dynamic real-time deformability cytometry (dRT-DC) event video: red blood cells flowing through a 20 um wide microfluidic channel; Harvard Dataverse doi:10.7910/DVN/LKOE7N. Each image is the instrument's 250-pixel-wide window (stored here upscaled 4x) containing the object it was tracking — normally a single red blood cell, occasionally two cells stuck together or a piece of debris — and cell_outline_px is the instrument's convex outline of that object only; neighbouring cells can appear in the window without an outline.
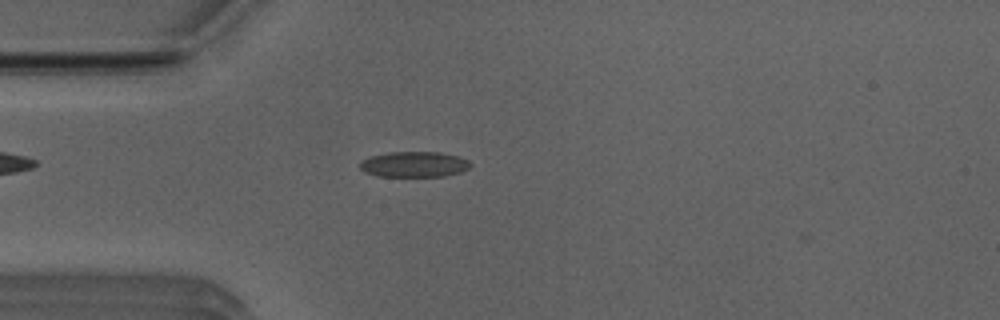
{"species": "Egyptian fruit bat (a non-hibernating species)", "species_latin": "Rousettus aegyptiacus", "temperature_condition": "room temperature", "stored_images_in_passage": 38, "camera_frame_rate_fps": 3000, "um_per_image_px": 0.085, "animal": {"sex": "male"}, "frame": {"image": 1, "passage_image": 1, "time_ms": 0.0, "image_size_px": [1000, 320], "cell_outline_px": [[472, 164], [468, 168], [460, 172], [444, 176], [376, 176], [364, 172], [360, 168], [360, 160], [368, 156], [388, 152], [440, 152], [456, 156], [468, 160]], "centroid_in_image_um": [35.15, 13.96], "position_along_channel_um": 49.9, "area_um2": 16.53}}
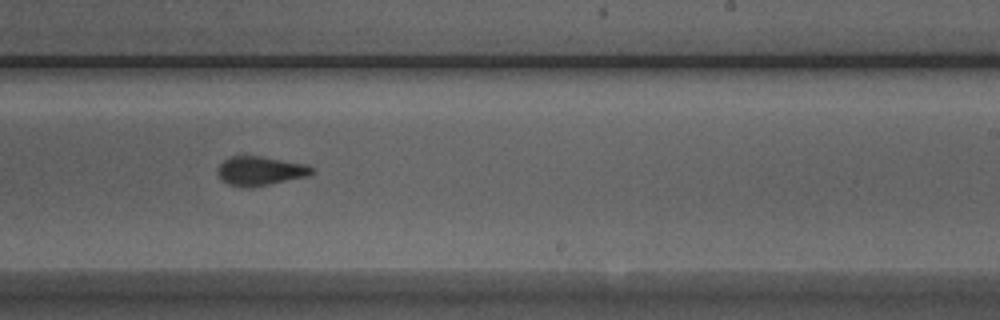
{"frame": {"image": 2, "passage_image": 18, "time_ms": 5.667, "image_size_px": [1000, 320], "cell_outline_px": [[316, 172], [308, 176], [252, 188], [240, 188], [228, 184], [220, 180], [216, 172], [216, 168], [224, 160], [232, 156], [260, 156], [308, 164]], "centroid_in_image_um": [22.1, 14.55], "position_along_channel_um": 266.9, "area_um2": 16.36}}
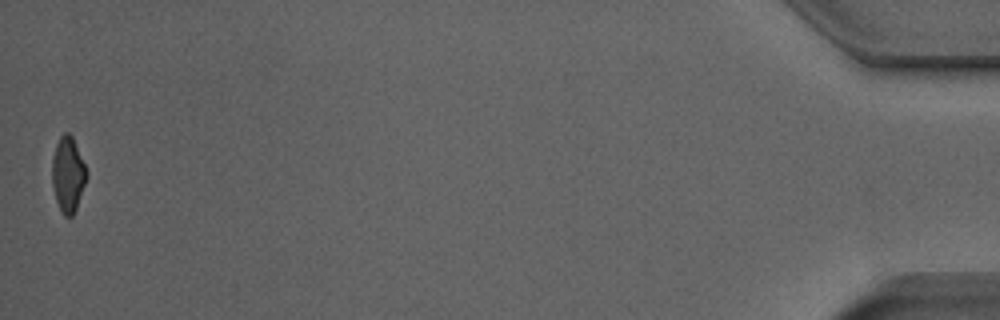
{"frame": {"image": 3, "passage_image": 38, "time_ms": 12.333, "image_size_px": [1000, 320], "cell_outline_px": [[88, 176], [76, 208], [72, 216], [64, 216], [60, 212], [52, 188], [52, 156], [56, 144], [60, 136], [64, 132], [68, 132], [72, 136], [88, 172]], "centroid_in_image_um": [5.77, 14.83], "position_along_channel_um": 429.4, "area_um2": 15.26}, "authors_computed_cell_mechanics": {"area_um2": 16.0684, "velocity_mm_per_s": 3.9833, "shape_relaxation_time_tau1_ms": 9.3163, "shape_relaxation_time_tau2_ms": 1.1383, "deformation_change_tau1": 0.2205, "deformation_change_tau2": 0.0811}}